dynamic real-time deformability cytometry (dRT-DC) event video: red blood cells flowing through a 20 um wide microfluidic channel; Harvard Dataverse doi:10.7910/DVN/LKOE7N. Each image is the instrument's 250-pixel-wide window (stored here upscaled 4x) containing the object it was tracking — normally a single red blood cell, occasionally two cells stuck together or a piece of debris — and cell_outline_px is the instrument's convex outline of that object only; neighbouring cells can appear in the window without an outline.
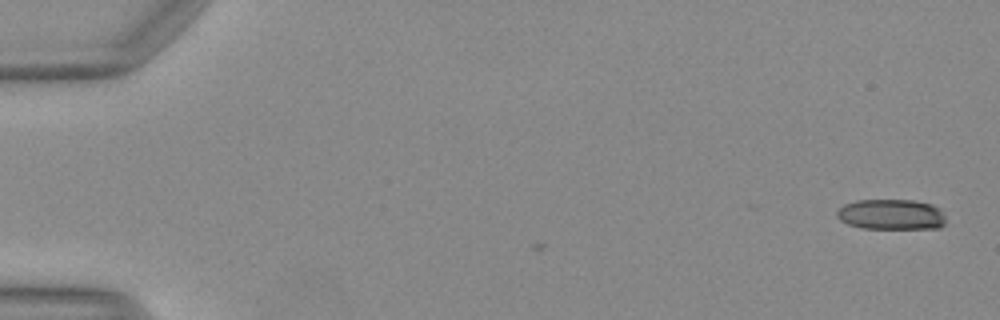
{"species": "Egyptian fruit bat (a non-hibernating species)", "species_latin": "Rousettus aegyptiacus", "temperature_condition": "warm", "stored_images_in_passage": 3, "camera_frame_rate_fps": 3000, "um_per_image_px": 0.085, "animal": {"sex": "female"}, "frame": {"image": 1, "passage_image": 1, "time_ms": 0.0, "image_size_px": [1000, 320], "cell_outline_px": [[944, 224], [940, 228], [860, 228], [848, 224], [840, 220], [836, 216], [836, 212], [844, 204], [856, 200], [912, 200], [932, 204], [940, 208], [944, 216]], "centroid_in_image_um": [75.74, 18.22], "position_along_channel_um": 9.3, "area_um2": 19.36}}